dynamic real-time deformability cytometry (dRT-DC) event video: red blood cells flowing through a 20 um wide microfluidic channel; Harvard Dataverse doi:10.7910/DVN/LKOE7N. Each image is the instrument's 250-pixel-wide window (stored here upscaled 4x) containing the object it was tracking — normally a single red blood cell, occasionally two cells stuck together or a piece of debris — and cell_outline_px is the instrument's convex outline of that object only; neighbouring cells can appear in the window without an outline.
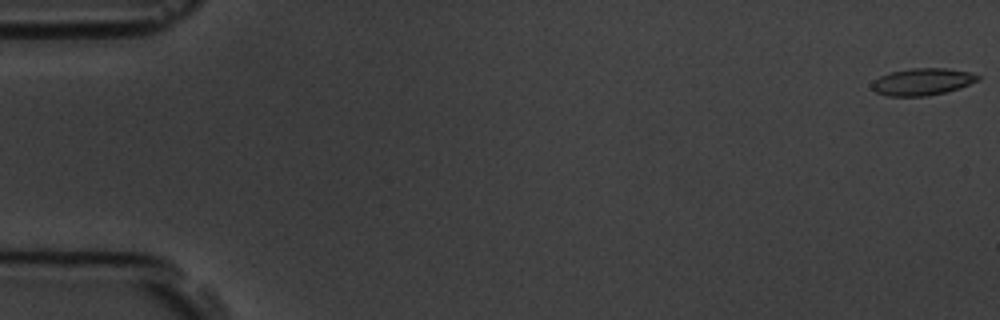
{"species": "common noctule bat (a hibernating species)", "species_latin": "Nyctalus noctula", "temperature_condition": "room temperature", "stored_images_in_passage": 4, "camera_frame_rate_fps": 3000, "um_per_image_px": 0.085, "animal": {"sex": "male", "body_mass_g": 19.5, "forearm_length_mm": 54.6}, "frame": {"image": 1, "passage_image": 1, "time_ms": 0.0, "image_size_px": [1000, 320], "cell_outline_px": [[980, 80], [960, 88], [928, 96], [888, 96], [876, 92], [872, 88], [872, 80], [888, 72], [912, 68], [948, 68], [968, 72], [980, 76]], "centroid_in_image_um": [78.38, 6.94], "position_along_channel_um": 6.6, "area_um2": 16.76}}